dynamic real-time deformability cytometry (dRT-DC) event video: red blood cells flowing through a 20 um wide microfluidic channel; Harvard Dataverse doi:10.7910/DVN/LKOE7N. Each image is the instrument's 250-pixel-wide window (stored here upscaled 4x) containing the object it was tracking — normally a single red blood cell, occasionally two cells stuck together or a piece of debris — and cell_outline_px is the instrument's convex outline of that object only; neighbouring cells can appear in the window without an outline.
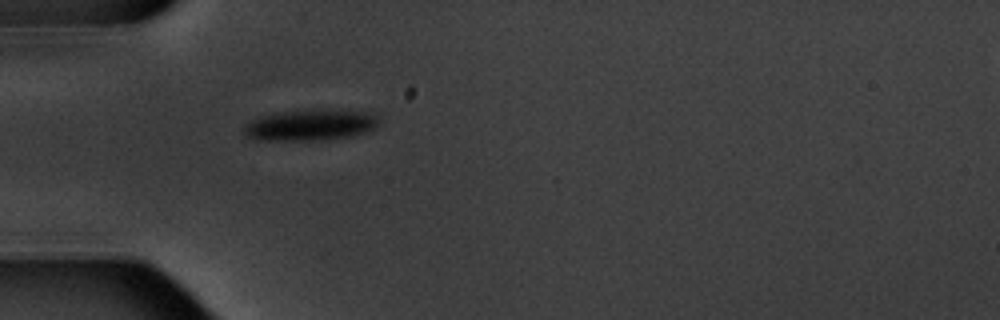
{"species": "common noctule bat (a hibernating species)", "species_latin": "Nyctalus noctula", "temperature_condition": "warm", "stored_images_in_passage": 1, "camera_frame_rate_fps": 3000, "um_per_image_px": 0.085, "animal": {"sex": "male", "body_mass_g": 20.1, "forearm_length_mm": 53.5}, "frame": {"image": 1, "passage_image": 1, "time_ms": 0.0, "image_size_px": [1000, 320], "cell_outline_px": [[380, 116], [376, 124], [372, 128], [364, 132], [352, 136], [312, 140], [256, 140], [248, 136], [244, 132], [244, 128], [252, 120], [260, 116], [280, 112], [376, 112]], "centroid_in_image_um": [26.36, 10.66], "position_along_channel_um": 58.6, "area_um2": 23.18}}